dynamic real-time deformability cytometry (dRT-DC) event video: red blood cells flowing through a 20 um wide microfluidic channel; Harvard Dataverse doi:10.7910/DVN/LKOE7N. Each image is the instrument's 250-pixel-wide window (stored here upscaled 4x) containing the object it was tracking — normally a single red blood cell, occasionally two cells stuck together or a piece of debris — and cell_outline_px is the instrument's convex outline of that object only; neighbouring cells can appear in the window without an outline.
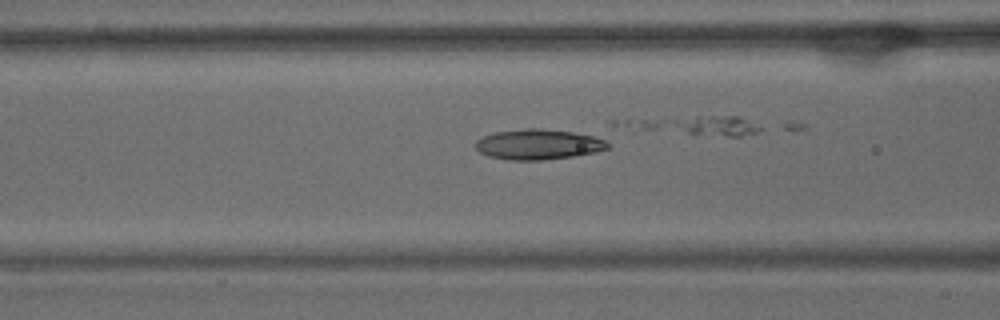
{"species": "common noctule bat (a hibernating species)", "species_latin": "Nyctalus noctula", "temperature_condition": "warm", "stored_images_in_passage": 20, "camera_frame_rate_fps": 3000, "um_per_image_px": 0.085, "animal": {"sex": "male", "body_mass_g": 15.6}, "frame": {"image": 1, "passage_image": 19, "time_ms": 6.0, "image_size_px": [1000, 320], "cell_outline_px": [[612, 144], [608, 148], [596, 152], [572, 156], [540, 160], [508, 160], [488, 156], [480, 152], [476, 148], [476, 140], [484, 136], [496, 132], [524, 128], [540, 128], [572, 132], [592, 136], [604, 140]], "centroid_in_image_um": [45.75, 12.27], "position_along_channel_um": 120.8, "area_um2": 23.24}}